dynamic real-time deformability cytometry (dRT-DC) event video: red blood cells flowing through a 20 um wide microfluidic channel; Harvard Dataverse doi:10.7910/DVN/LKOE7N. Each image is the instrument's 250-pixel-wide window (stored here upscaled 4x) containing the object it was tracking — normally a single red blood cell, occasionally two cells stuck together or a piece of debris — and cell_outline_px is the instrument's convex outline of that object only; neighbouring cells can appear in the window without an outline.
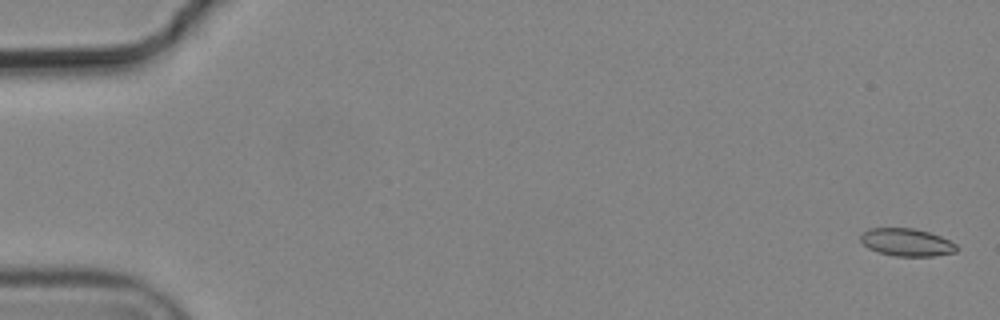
{"species": "common noctule bat (a hibernating species)", "species_latin": "Nyctalus noctula", "temperature_condition": "cold", "stored_images_in_passage": 6, "camera_frame_rate_fps": 3000, "um_per_image_px": 0.085, "animal": {"sex": "male", "body_mass_g": 19.2, "forearm_length_mm": 51.8}, "frame": {"image": 1, "passage_image": 1, "time_ms": 0.0, "image_size_px": [1000, 320], "cell_outline_px": [[960, 248], [956, 252], [932, 256], [896, 256], [880, 252], [868, 248], [860, 240], [860, 236], [868, 228], [912, 228], [928, 232], [940, 236], [956, 244]], "centroid_in_image_um": [77.08, 20.59], "position_along_channel_um": 7.9, "area_um2": 15.37}}